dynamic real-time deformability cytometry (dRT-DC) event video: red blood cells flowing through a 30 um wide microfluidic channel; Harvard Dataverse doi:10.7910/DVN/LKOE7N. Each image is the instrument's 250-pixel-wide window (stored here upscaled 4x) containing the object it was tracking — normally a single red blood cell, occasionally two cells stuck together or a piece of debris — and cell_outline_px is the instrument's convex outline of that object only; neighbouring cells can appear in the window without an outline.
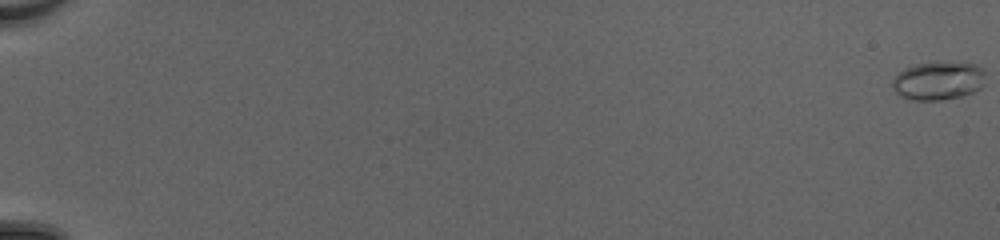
{"species": "common noctule bat (a hibernating species)", "species_latin": "Nyctalus noctula", "temperature_condition": "cold", "stored_images_in_passage": 53, "camera_frame_rate_fps": 3000, "um_per_image_px": 0.085, "animal": {"sex": "female", "body_mass_g": 20.0, "forearm_length_mm": 54.0}, "frame": {"image": 1, "passage_image": 1, "time_ms": 0.0, "image_size_px": [1000, 240], "cell_outline_px": [[984, 84], [980, 88], [972, 92], [960, 96], [944, 100], [908, 100], [900, 96], [892, 88], [892, 80], [904, 68], [916, 64], [944, 60], [948, 60], [980, 64], [984, 68]], "centroid_in_image_um": [79.78, 6.83], "position_along_channel_um": 5.2, "area_um2": 21.5}}
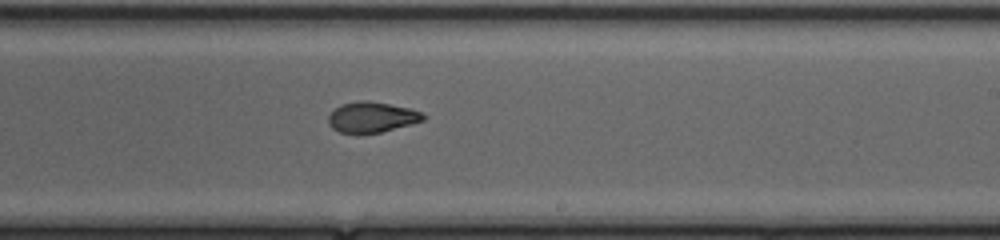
{"frame": {"image": 2, "passage_image": 35, "time_ms": 11.333, "image_size_px": [1000, 240], "cell_outline_px": [[428, 116], [424, 120], [412, 124], [380, 132], [360, 136], [356, 136], [340, 132], [332, 128], [328, 124], [328, 116], [340, 104], [360, 100], [368, 100], [408, 108], [420, 112]], "centroid_in_image_um": [31.57, 9.99], "position_along_channel_um": 257.4, "area_um2": 17.28}}
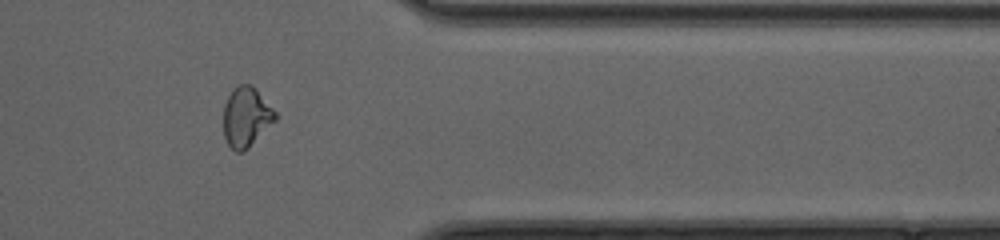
{"frame": {"image": 3, "passage_image": 45, "time_ms": 14.667, "image_size_px": [1000, 240], "cell_outline_px": [[276, 120], [244, 152], [236, 152], [228, 144], [224, 136], [224, 104], [228, 96], [240, 84], [252, 84], [256, 88], [276, 112]], "centroid_in_image_um": [20.94, 9.95], "position_along_channel_um": 390.5, "area_um2": 17.92}, "authors_computed_cell_mechanics": {"area_um2": 18.0336, "velocity_mm_per_s": 4.2273, "shape_relaxation_time_tau1_ms": null, "shape_relaxation_time_tau2_ms": 2.0066, "deformation_change_tau1": null, "deformation_change_tau2": 0.0747}}